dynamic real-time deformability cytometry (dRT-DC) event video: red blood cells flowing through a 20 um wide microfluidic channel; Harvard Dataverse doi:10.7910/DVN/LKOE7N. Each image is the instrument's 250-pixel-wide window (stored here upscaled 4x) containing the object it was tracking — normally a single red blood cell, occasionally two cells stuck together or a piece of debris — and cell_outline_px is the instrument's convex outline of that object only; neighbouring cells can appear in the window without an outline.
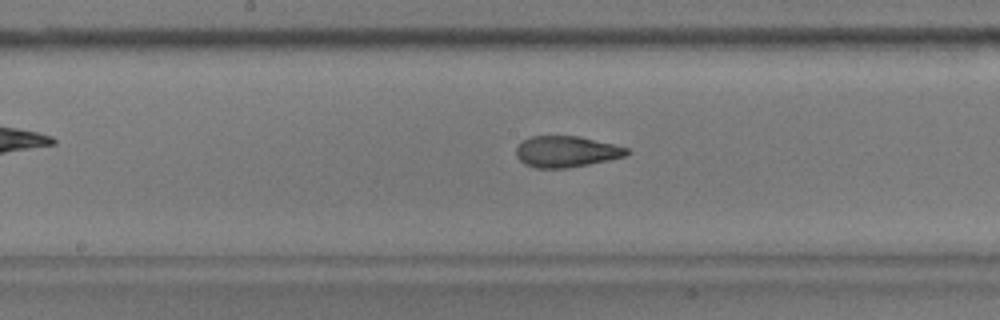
{"species": "common noctule bat (a hibernating species)", "species_latin": "Nyctalus noctula", "temperature_condition": "warm", "stored_images_in_passage": 46, "camera_frame_rate_fps": 3000, "um_per_image_px": 0.085, "animal": {"sex": "male", "body_mass_g": 17.9}, "frame": {"image": 1, "passage_image": 19, "time_ms": 6.0, "image_size_px": [1000, 320], "cell_outline_px": [[628, 152], [624, 156], [608, 160], [568, 168], [536, 168], [524, 164], [516, 156], [516, 148], [524, 140], [532, 136], [580, 136], [628, 148]], "centroid_in_image_um": [48.1, 12.89], "position_along_channel_um": 200.1, "area_um2": 19.88}}
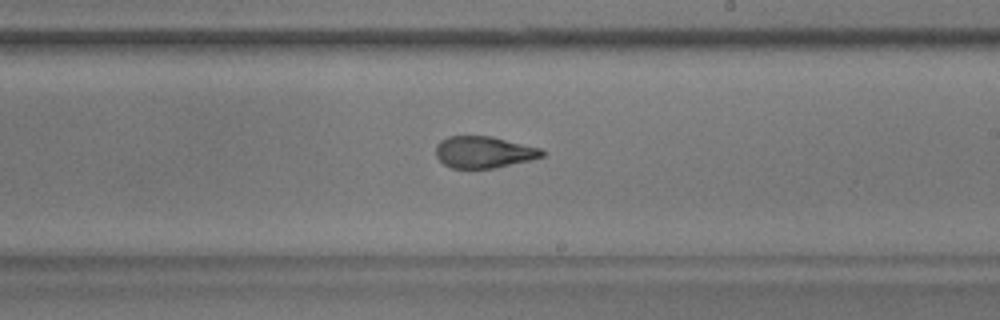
{"frame": {"image": 2, "passage_image": 23, "time_ms": 7.333, "image_size_px": [1000, 320], "cell_outline_px": [[544, 156], [532, 160], [496, 168], [452, 168], [444, 164], [436, 156], [436, 144], [440, 140], [448, 136], [492, 136], [540, 148], [544, 152]], "centroid_in_image_um": [41.12, 12.93], "position_along_channel_um": 247.9, "area_um2": 19.71}}
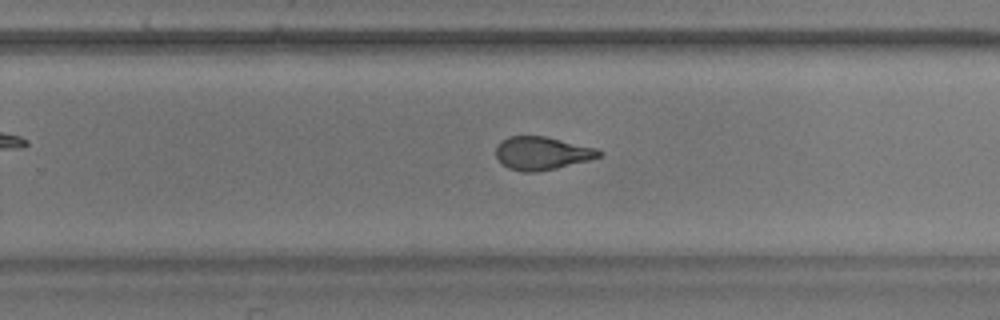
{"frame": {"image": 3, "passage_image": 26, "time_ms": 8.333, "image_size_px": [1000, 320], "cell_outline_px": [[604, 152], [600, 156], [588, 160], [556, 168], [536, 172], [524, 172], [508, 168], [496, 156], [496, 144], [500, 140], [508, 136], [544, 136], [596, 148]], "centroid_in_image_um": [46.04, 13.01], "position_along_channel_um": 283.8, "area_um2": 19.77}, "authors_computed_cell_mechanics": {"area_um2": 20.2589, "velocity_mm_per_s": 3.6078, "shape_relaxation_time_tau1_ms": null, "shape_relaxation_time_tau2_ms": 1.6622, "deformation_change_tau1": null, "deformation_change_tau2": 0.0824}}